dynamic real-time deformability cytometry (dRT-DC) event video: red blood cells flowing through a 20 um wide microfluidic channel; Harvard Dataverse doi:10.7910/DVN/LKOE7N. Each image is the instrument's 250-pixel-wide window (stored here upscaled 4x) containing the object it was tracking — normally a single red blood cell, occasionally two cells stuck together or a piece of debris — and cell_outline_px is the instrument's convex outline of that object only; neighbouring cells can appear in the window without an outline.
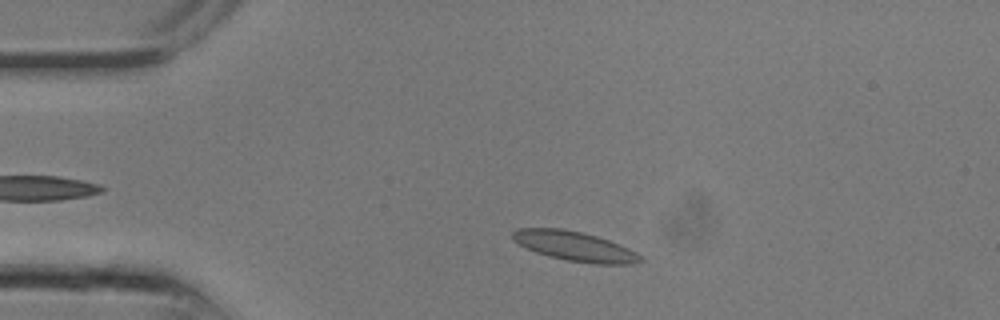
{"species": "common noctule bat (a hibernating species)", "species_latin": "Nyctalus noctula", "temperature_condition": "room temperature", "stored_images_in_passage": 10, "camera_frame_rate_fps": 3000, "um_per_image_px": 0.085, "animal": {"sex": "male", "body_mass_g": 13.3}, "frame": {"image": 1, "passage_image": 3, "time_ms": 0.667, "image_size_px": [1000, 320], "cell_outline_px": [[644, 260], [628, 264], [596, 264], [568, 260], [548, 256], [536, 252], [512, 240], [512, 232], [516, 228], [560, 228], [580, 232], [596, 236], [620, 244], [636, 252]], "centroid_in_image_um": [48.83, 20.92], "position_along_channel_um": 36.2, "area_um2": 21.79}}
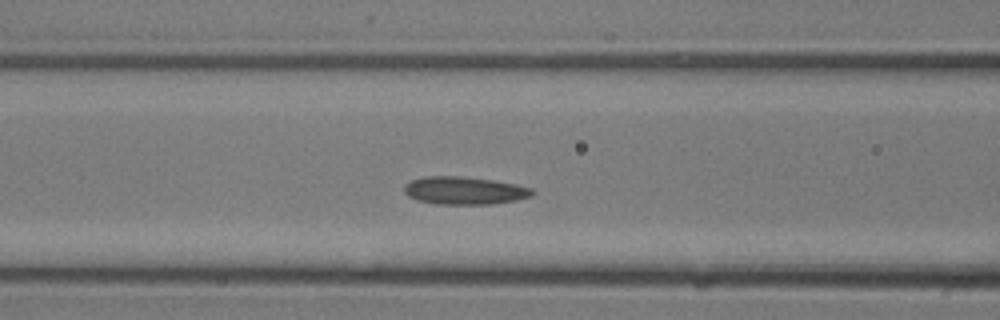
{"frame": {"image": 2, "passage_image": 8, "time_ms": 2.333, "image_size_px": [1000, 320], "cell_outline_px": [[536, 192], [532, 196], [516, 200], [492, 204], [436, 204], [416, 200], [408, 196], [404, 192], [404, 184], [412, 180], [424, 176], [460, 176], [492, 180], [516, 184], [532, 188]], "centroid_in_image_um": [39.47, 16.2], "position_along_channel_um": 127.1, "area_um2": 20.87}}
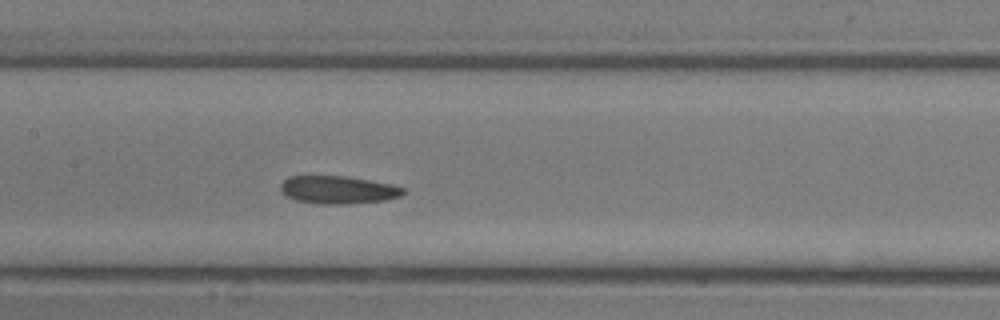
{"frame": {"image": 3, "passage_image": 10, "time_ms": 3.0, "image_size_px": [1000, 320], "cell_outline_px": [[404, 192], [400, 196], [384, 200], [348, 204], [324, 204], [296, 200], [288, 196], [280, 188], [280, 184], [288, 176], [348, 176], [392, 184], [404, 188]], "centroid_in_image_um": [28.75, 16.12], "position_along_channel_um": 178.7, "area_um2": 19.77}}